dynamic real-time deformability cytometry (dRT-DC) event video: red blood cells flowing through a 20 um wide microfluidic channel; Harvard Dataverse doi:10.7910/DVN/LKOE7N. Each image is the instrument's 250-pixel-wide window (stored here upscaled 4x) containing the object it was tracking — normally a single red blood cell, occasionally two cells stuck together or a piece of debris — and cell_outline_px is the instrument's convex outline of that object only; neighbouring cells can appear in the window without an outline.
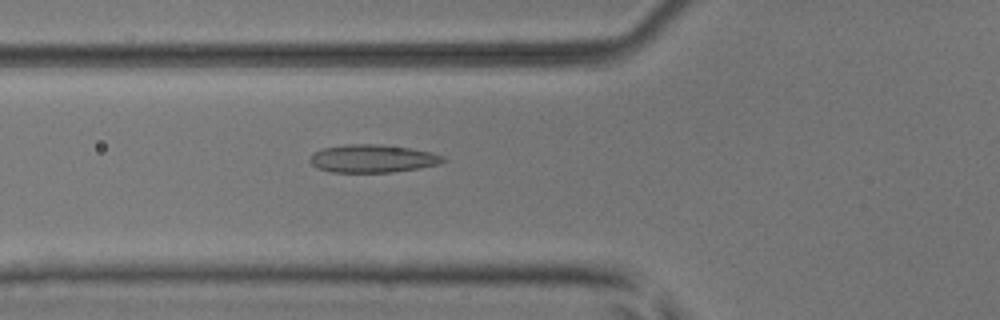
{"species": "common noctule bat (a hibernating species)", "species_latin": "Nyctalus noctula", "temperature_condition": "room temperature", "stored_images_in_passage": 52, "camera_frame_rate_fps": 3000, "um_per_image_px": 0.085, "animal": {"sex": "male", "body_mass_g": 17.9, "forearm_length_mm": 54.2}, "frame": {"image": 1, "passage_image": 19, "time_ms": 6.0, "image_size_px": [1000, 320], "cell_outline_px": [[448, 160], [440, 164], [420, 168], [392, 172], [332, 172], [316, 168], [308, 160], [312, 152], [324, 148], [348, 144], [376, 144], [412, 148], [432, 152], [444, 156]], "centroid_in_image_um": [31.69, 13.48], "position_along_channel_um": 94.1, "area_um2": 21.91}}
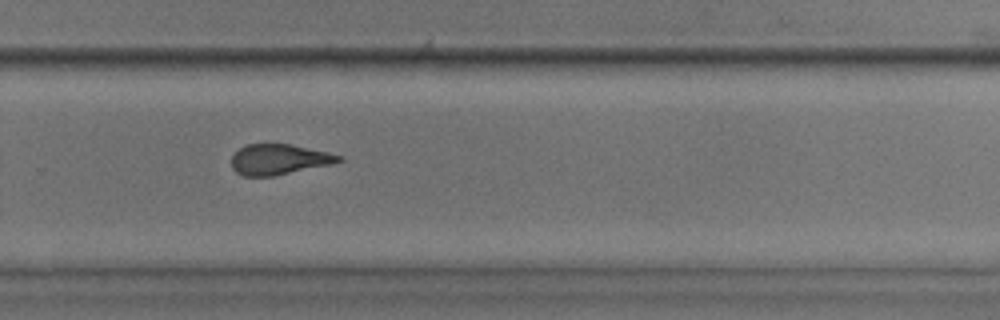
{"frame": {"image": 2, "passage_image": 35, "time_ms": 11.333, "image_size_px": [1000, 320], "cell_outline_px": [[344, 160], [332, 164], [272, 176], [244, 176], [236, 172], [232, 168], [232, 156], [240, 148], [248, 144], [292, 144], [328, 152], [344, 156]], "centroid_in_image_um": [23.75, 13.54], "position_along_channel_um": 306.1, "area_um2": 19.02}}
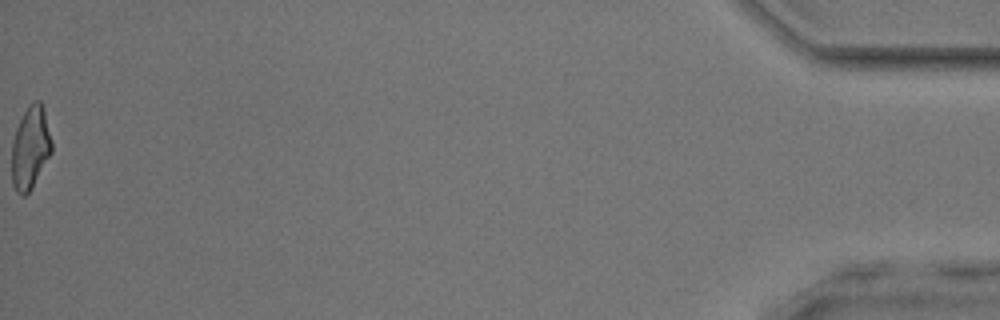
{"frame": {"image": 3, "passage_image": 52, "time_ms": 17.0, "image_size_px": [1000, 320], "cell_outline_px": [[52, 152], [32, 188], [24, 196], [20, 196], [16, 192], [12, 184], [12, 140], [16, 128], [28, 104], [32, 100], [40, 100], [44, 108], [52, 140]], "centroid_in_image_um": [2.58, 12.55], "position_along_channel_um": 432.6, "area_um2": 19.54}, "authors_computed_cell_mechanics": {"area_um2": 20.3456, "velocity_mm_per_s": 3.9821, "shape_relaxation_time_tau1_ms": 7.1548, "shape_relaxation_time_tau2_ms": 1.9866, "deformation_change_tau1": 0.1737, "deformation_change_tau2": 0.1022}}